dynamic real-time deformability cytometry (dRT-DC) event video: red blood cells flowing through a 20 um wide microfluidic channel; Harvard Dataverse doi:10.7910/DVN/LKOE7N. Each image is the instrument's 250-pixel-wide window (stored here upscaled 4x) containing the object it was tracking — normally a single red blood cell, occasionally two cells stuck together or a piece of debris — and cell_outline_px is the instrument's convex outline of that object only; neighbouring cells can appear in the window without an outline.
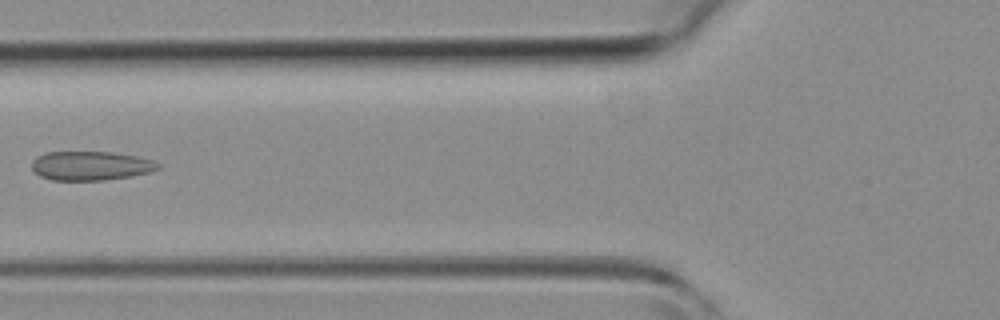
{"species": "common noctule bat (a hibernating species)", "species_latin": "Nyctalus noctula", "temperature_condition": "room temperature", "stored_images_in_passage": 5, "camera_frame_rate_fps": 3000, "um_per_image_px": 0.085, "animal": {"sex": "female", "body_mass_g": 19.3, "forearm_length_mm": 54.1}, "frame": {"image": 1, "passage_image": 5, "time_ms": 4.667, "image_size_px": [1000, 320], "cell_outline_px": [[160, 168], [148, 172], [128, 176], [104, 180], [52, 180], [40, 176], [32, 168], [32, 160], [36, 156], [48, 152], [112, 152], [136, 156], [152, 160], [160, 164]], "centroid_in_image_um": [7.68, 14.08], "position_along_channel_um": 118.1, "area_um2": 21.21}}